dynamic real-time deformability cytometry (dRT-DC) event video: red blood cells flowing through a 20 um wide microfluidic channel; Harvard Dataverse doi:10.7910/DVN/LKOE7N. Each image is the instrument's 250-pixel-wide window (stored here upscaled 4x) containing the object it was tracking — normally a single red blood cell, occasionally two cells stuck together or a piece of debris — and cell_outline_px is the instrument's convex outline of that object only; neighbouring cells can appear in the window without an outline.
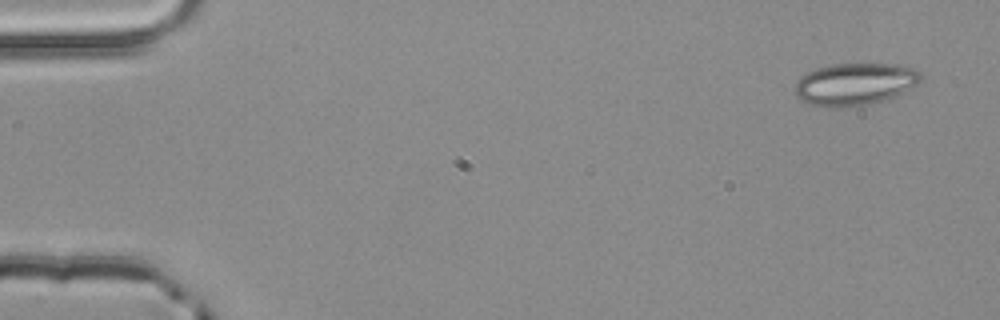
{"species": "common noctule bat (a hibernating species)", "species_latin": "Nyctalus noctula", "temperature_condition": "room temperature", "stored_images_in_passage": 4, "camera_frame_rate_fps": 3000, "um_per_image_px": 0.085, "animal": {"sex": "male", "body_mass_g": 20.4}, "frame": {"image": 1, "passage_image": 1, "time_ms": 0.0, "image_size_px": [1000, 320], "cell_outline_px": [[924, 80], [892, 96], [880, 100], [848, 108], [828, 108], [812, 104], [800, 100], [792, 92], [792, 88], [800, 76], [816, 68], [832, 64], [900, 64], [912, 68], [920, 72]], "centroid_in_image_um": [72.58, 7.14], "position_along_channel_um": 12.4, "area_um2": 31.04}}